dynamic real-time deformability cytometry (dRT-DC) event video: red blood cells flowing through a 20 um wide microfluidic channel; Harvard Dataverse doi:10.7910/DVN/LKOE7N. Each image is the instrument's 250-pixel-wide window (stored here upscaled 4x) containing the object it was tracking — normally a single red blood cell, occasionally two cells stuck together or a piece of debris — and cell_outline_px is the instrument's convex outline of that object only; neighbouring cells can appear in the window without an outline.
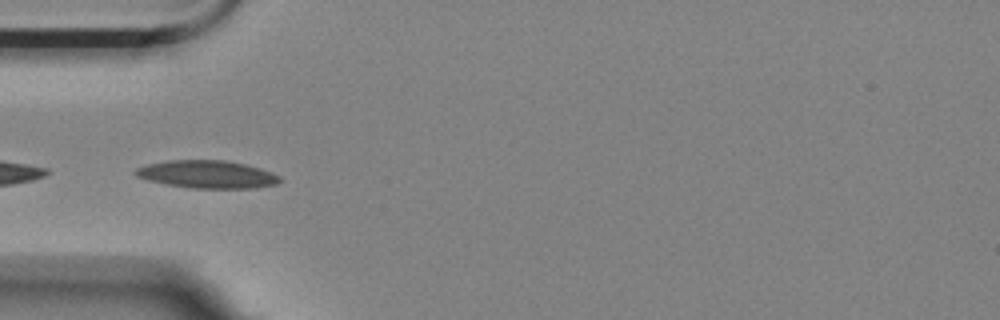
{"species": "Egyptian fruit bat (a non-hibernating species)", "species_latin": "Rousettus aegyptiacus", "temperature_condition": "room temperature", "stored_images_in_passage": 3, "camera_frame_rate_fps": 3000, "um_per_image_px": 0.085, "animal": {"sex": "female"}, "frame": {"image": 1, "passage_image": 1, "time_ms": 0.0, "image_size_px": [1000, 320], "cell_outline_px": [[280, 180], [276, 184], [256, 188], [188, 188], [148, 180], [136, 176], [132, 172], [136, 168], [148, 164], [168, 160], [224, 160], [244, 164], [260, 168], [280, 176]], "centroid_in_image_um": [17.59, 14.82], "position_along_channel_um": 67.4, "area_um2": 23.24}}